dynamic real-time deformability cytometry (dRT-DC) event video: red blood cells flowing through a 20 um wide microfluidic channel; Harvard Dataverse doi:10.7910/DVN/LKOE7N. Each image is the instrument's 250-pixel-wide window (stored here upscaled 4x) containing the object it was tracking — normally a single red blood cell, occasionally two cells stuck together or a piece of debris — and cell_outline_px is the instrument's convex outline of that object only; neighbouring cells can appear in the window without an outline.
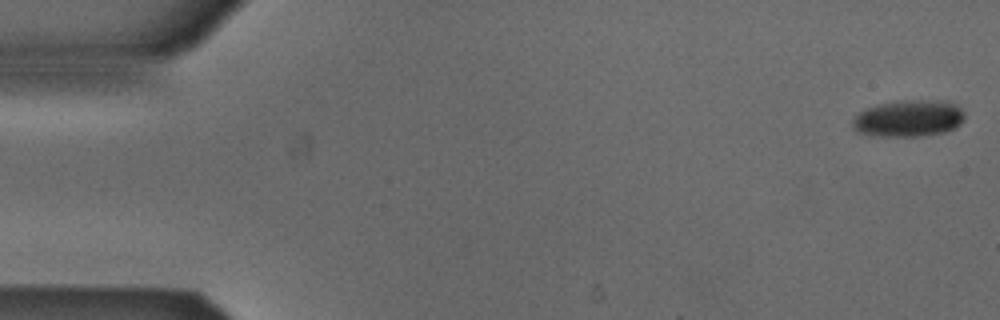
{"species": "Egyptian fruit bat (a non-hibernating species)", "species_latin": "Rousettus aegyptiacus", "temperature_condition": "cold", "stored_images_in_passage": 51, "camera_frame_rate_fps": 3000, "um_per_image_px": 0.085, "animal": {"sex": "male"}, "frame": {"image": 1, "passage_image": 1, "time_ms": 0.0, "image_size_px": [1000, 320], "cell_outline_px": [[964, 120], [960, 124], [944, 132], [916, 136], [872, 136], [856, 132], [852, 128], [852, 120], [860, 112], [868, 108], [880, 104], [904, 100], [948, 100], [956, 104], [964, 112]], "centroid_in_image_um": [77.23, 10.06], "position_along_channel_um": 7.8, "area_um2": 24.04}}
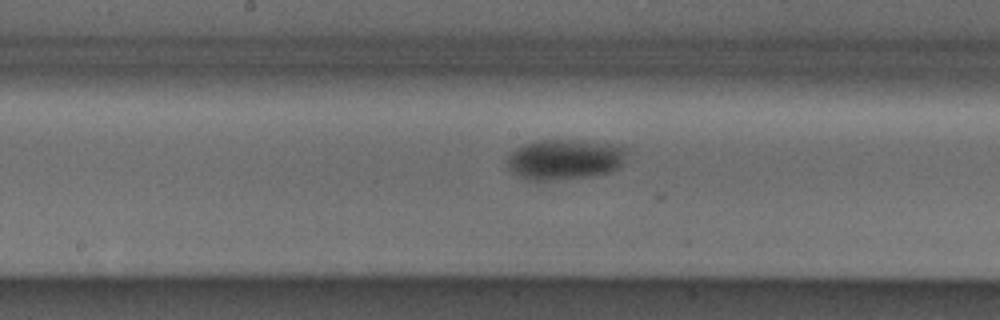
{"frame": {"image": 2, "passage_image": 27, "time_ms": 8.667, "image_size_px": [1000, 320], "cell_outline_px": [[628, 152], [620, 168], [608, 172], [588, 176], [548, 180], [528, 180], [516, 176], [508, 168], [508, 156], [516, 148], [540, 140], [584, 140], [620, 144], [628, 148]], "centroid_in_image_um": [48.06, 13.53], "position_along_channel_um": 200.1, "area_um2": 28.32}}
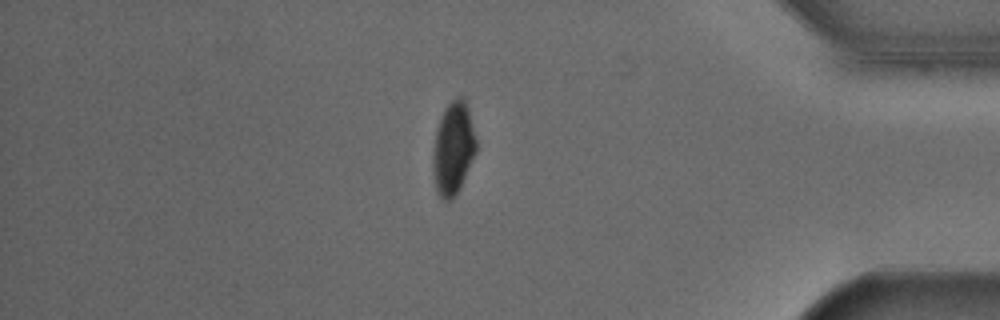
{"frame": {"image": 3, "passage_image": 45, "time_ms": 14.667, "image_size_px": [1000, 320], "cell_outline_px": [[476, 152], [460, 188], [452, 200], [444, 200], [440, 196], [436, 188], [432, 172], [432, 156], [436, 128], [444, 108], [456, 96], [464, 96], [468, 108], [476, 140]], "centroid_in_image_um": [38.51, 12.6], "position_along_channel_um": 396.7, "area_um2": 23.47}, "authors_computed_cell_mechanics": {"area_um2": 26.0678, "velocity_mm_per_s": 3.856, "shape_relaxation_time_tau1_ms": 2.6833, "shape_relaxation_time_tau2_ms": null, "deformation_change_tau1": 0.0822, "deformation_change_tau2": null}}